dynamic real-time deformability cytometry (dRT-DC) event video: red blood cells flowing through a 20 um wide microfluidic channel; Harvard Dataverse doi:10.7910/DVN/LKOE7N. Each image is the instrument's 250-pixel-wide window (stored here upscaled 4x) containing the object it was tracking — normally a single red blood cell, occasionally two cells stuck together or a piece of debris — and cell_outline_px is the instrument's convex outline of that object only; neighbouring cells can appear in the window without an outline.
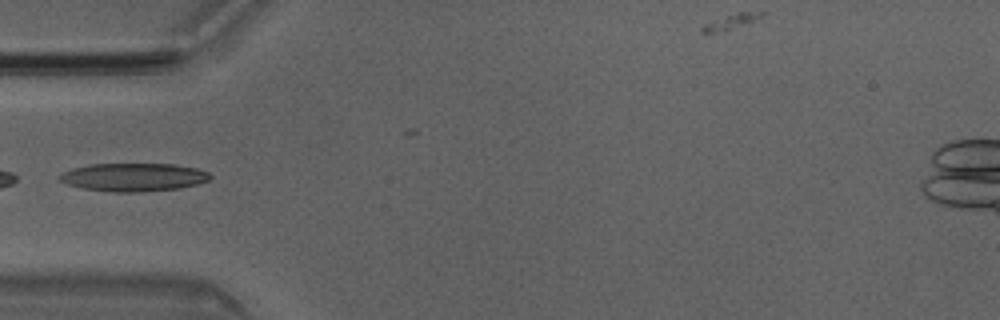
{"species": "Egyptian fruit bat (a non-hibernating species)", "species_latin": "Rousettus aegyptiacus", "temperature_condition": "room temperature", "stored_images_in_passage": 4, "camera_frame_rate_fps": 3000, "um_per_image_px": 0.085, "animal": {"sex": "male"}, "frame": {"image": 1, "passage_image": 4, "time_ms": 1.0, "image_size_px": [1000, 320], "cell_outline_px": [[212, 176], [208, 180], [196, 184], [180, 188], [140, 192], [112, 192], [80, 188], [68, 184], [60, 180], [56, 176], [72, 168], [88, 164], [176, 164], [196, 168], [208, 172]], "centroid_in_image_um": [11.33, 15.06], "position_along_channel_um": 73.7, "area_um2": 24.8}}